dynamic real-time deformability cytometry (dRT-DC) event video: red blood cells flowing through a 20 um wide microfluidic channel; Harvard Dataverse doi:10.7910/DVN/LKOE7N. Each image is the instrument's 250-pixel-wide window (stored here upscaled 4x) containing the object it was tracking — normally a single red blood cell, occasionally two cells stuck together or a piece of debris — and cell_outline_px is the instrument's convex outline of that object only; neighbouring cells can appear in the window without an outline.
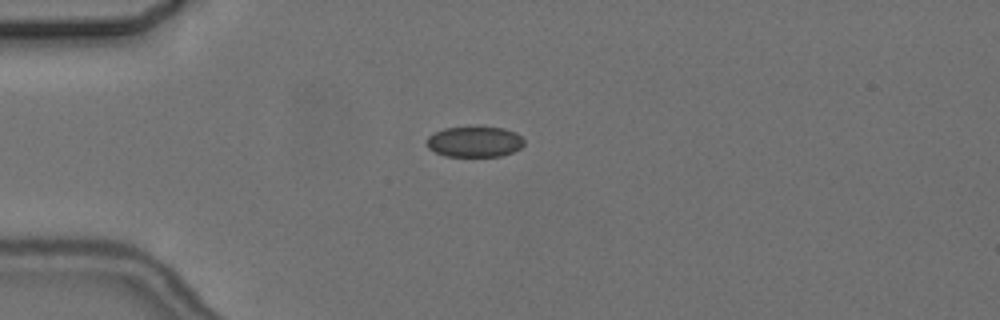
{"species": "common noctule bat (a hibernating species)", "species_latin": "Nyctalus noctula", "temperature_condition": "cold", "stored_images_in_passage": 5, "camera_frame_rate_fps": 3000, "um_per_image_px": 0.085, "animal": {"sex": "female", "body_mass_g": 24.6, "forearm_length_mm": 56.2}, "frame": {"image": 1, "passage_image": 4, "time_ms": 4.333, "image_size_px": [1000, 320], "cell_outline_px": [[524, 144], [520, 148], [512, 152], [500, 156], [444, 156], [428, 148], [424, 140], [428, 136], [444, 128], [504, 128], [516, 132], [524, 140]], "centroid_in_image_um": [40.32, 12.06], "position_along_channel_um": 44.7, "area_um2": 17.22}}